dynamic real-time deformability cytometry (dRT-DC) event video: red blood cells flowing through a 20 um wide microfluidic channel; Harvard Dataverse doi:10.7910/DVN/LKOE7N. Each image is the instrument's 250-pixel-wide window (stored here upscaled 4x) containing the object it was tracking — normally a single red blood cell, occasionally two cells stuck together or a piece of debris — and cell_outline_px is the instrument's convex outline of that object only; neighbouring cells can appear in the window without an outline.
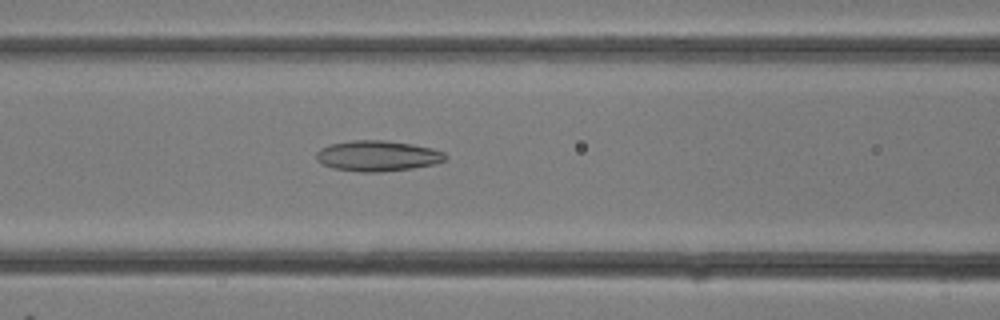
{"species": "common noctule bat (a hibernating species)", "species_latin": "Nyctalus noctula", "temperature_condition": "room temperature", "stored_images_in_passage": 31, "camera_frame_rate_fps": 3000, "um_per_image_px": 0.085, "animal": {"sex": "female"}, "frame": {"image": 1, "passage_image": 13, "time_ms": 4.0, "image_size_px": [1000, 320], "cell_outline_px": [[448, 156], [444, 160], [436, 164], [412, 168], [380, 172], [360, 172], [332, 168], [316, 160], [316, 152], [320, 148], [328, 144], [352, 140], [384, 140], [412, 144], [432, 148], [444, 152]], "centroid_in_image_um": [32.08, 13.25], "position_along_channel_um": 134.5, "area_um2": 23.18}}
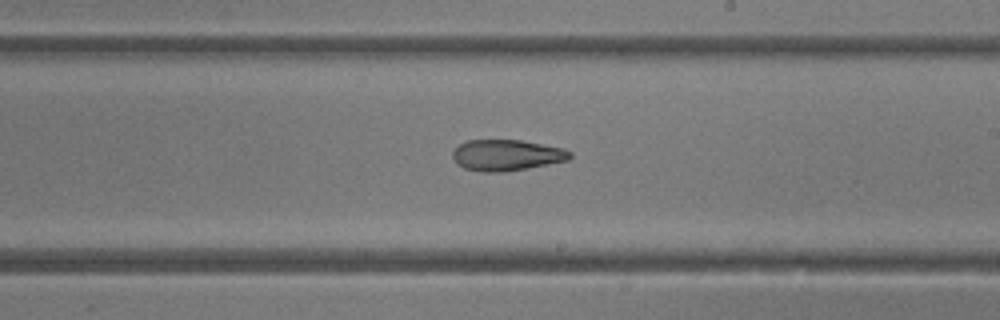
{"frame": {"image": 2, "passage_image": 18, "time_ms": 5.667, "image_size_px": [1000, 320], "cell_outline_px": [[572, 156], [568, 160], [528, 168], [504, 172], [480, 172], [464, 168], [456, 164], [452, 156], [452, 152], [460, 144], [468, 140], [520, 140], [564, 148], [572, 152]], "centroid_in_image_um": [43.05, 13.19], "position_along_channel_um": 245.9, "area_um2": 21.33}}
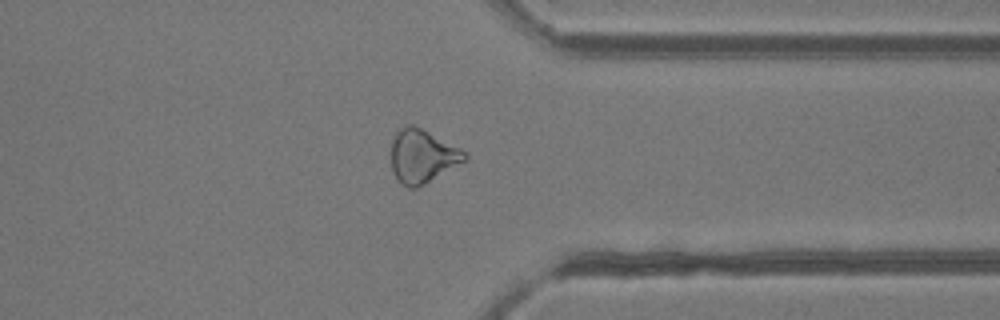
{"frame": {"image": 3, "passage_image": 24, "time_ms": 7.667, "image_size_px": [1000, 320], "cell_outline_px": [[468, 160], [424, 184], [416, 188], [408, 188], [392, 172], [392, 140], [396, 132], [400, 128], [408, 124], [412, 124], [468, 152]], "centroid_in_image_um": [35.93, 13.27], "position_along_channel_um": 375.5, "area_um2": 22.72}}